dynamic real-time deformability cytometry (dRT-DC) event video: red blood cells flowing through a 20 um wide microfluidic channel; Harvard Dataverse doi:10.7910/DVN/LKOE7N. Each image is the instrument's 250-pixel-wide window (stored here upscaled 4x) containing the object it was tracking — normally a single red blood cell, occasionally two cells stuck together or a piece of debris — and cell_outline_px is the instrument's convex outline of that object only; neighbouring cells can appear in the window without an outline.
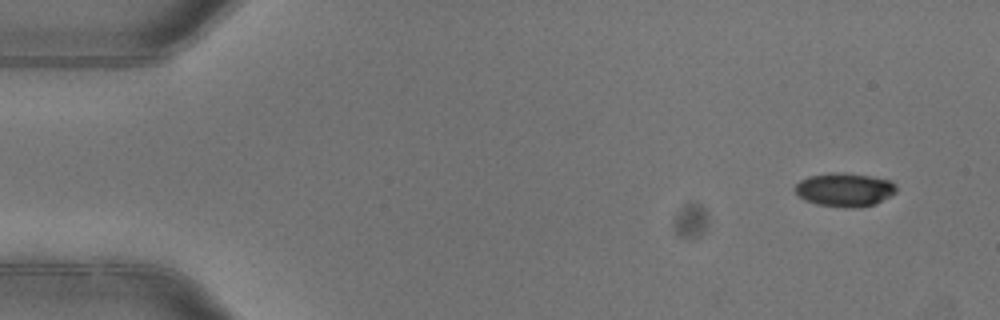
{"species": "common noctule bat (a hibernating species)", "species_latin": "Nyctalus noctula", "temperature_condition": "warm", "stored_images_in_passage": 3, "camera_frame_rate_fps": 3000, "um_per_image_px": 0.085, "animal": {"sex": "female"}, "frame": {"image": 1, "passage_image": 1, "time_ms": 0.0, "image_size_px": [1000, 320], "cell_outline_px": [[896, 192], [876, 204], [856, 208], [844, 208], [816, 204], [804, 200], [796, 192], [796, 184], [800, 180], [808, 176], [832, 172], [844, 172], [892, 180], [896, 184]], "centroid_in_image_um": [71.81, 16.13], "position_along_channel_um": 13.2, "area_um2": 20.0}}
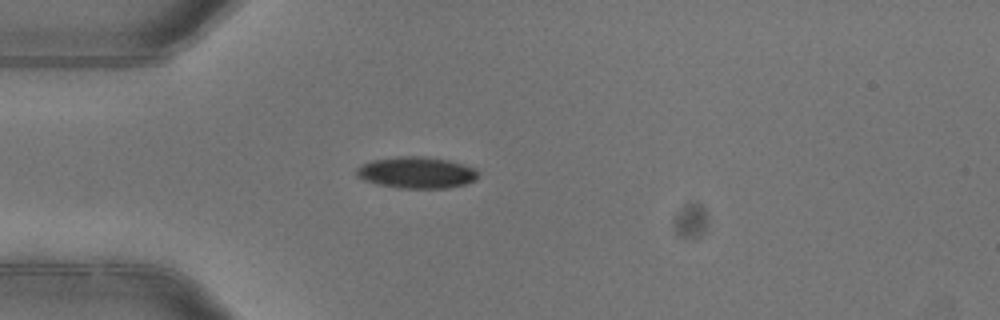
{"frame": {"image": 2, "passage_image": 3, "time_ms": 0.667, "image_size_px": [1000, 320], "cell_outline_px": [[480, 172], [476, 180], [464, 184], [448, 188], [400, 188], [376, 184], [364, 180], [356, 176], [356, 168], [360, 164], [372, 160], [400, 156], [420, 156], [448, 160], [464, 164], [476, 168]], "centroid_in_image_um": [35.41, 14.67], "position_along_channel_um": 49.6, "area_um2": 22.54}}